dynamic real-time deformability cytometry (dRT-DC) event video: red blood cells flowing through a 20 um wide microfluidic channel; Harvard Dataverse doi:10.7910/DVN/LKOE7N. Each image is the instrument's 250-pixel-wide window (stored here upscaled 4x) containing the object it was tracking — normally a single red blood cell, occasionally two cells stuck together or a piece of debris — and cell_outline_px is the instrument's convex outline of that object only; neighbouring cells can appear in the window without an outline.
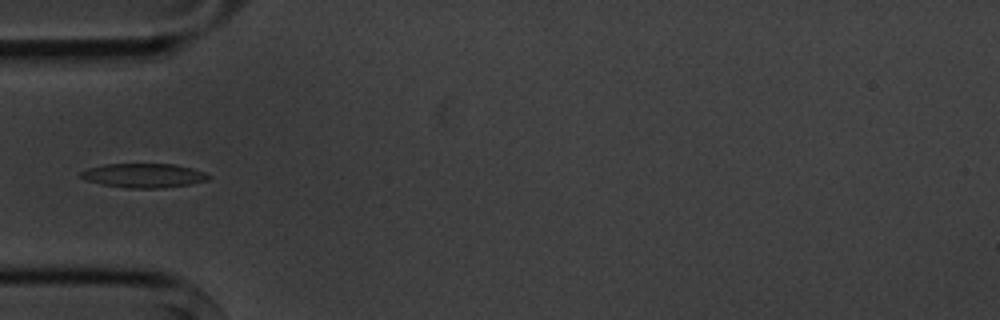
{"species": "common noctule bat (a hibernating species)", "species_latin": "Nyctalus noctula", "temperature_condition": "cold", "stored_images_in_passage": 4, "camera_frame_rate_fps": 3000, "um_per_image_px": 0.085, "animal": {"sex": "male", "body_mass_g": 20.1, "forearm_length_mm": 53.5}, "frame": {"image": 1, "passage_image": 4, "time_ms": 4.333, "image_size_px": [1000, 320], "cell_outline_px": [[212, 176], [208, 180], [192, 184], [164, 188], [124, 188], [84, 180], [80, 176], [80, 172], [88, 168], [104, 164], [172, 164], [192, 168], [204, 172]], "centroid_in_image_um": [12.23, 14.92], "position_along_channel_um": 72.8, "area_um2": 18.09}}